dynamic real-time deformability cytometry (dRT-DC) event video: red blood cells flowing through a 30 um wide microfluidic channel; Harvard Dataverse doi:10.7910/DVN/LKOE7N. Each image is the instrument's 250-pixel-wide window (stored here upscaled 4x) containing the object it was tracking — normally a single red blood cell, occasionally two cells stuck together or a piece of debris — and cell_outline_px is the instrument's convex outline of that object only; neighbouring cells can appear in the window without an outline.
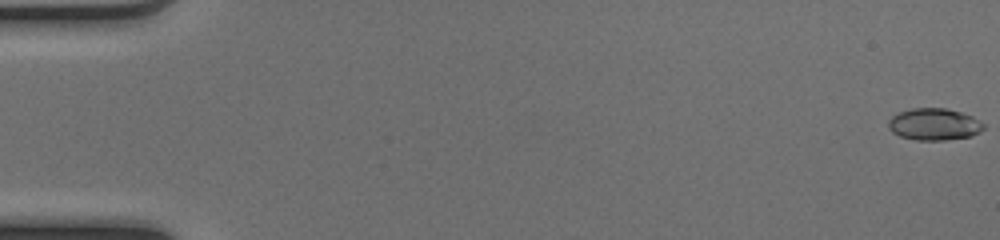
{"species": "common noctule bat (a hibernating species)", "species_latin": "Nyctalus noctula", "temperature_condition": "cold", "stored_images_in_passage": 52, "camera_frame_rate_fps": 3000, "um_per_image_px": 0.085, "animal": {"sex": "female", "body_mass_g": 17.0, "forearm_length_mm": 48.0}, "frame": {"image": 1, "passage_image": 1, "time_ms": 0.0, "image_size_px": [1000, 240], "cell_outline_px": [[984, 128], [968, 136], [944, 140], [916, 140], [900, 136], [892, 132], [888, 128], [888, 120], [892, 116], [900, 112], [912, 108], [944, 108], [960, 112], [972, 116], [984, 124]], "centroid_in_image_um": [79.35, 10.56], "position_along_channel_um": 5.7, "area_um2": 17.46}}
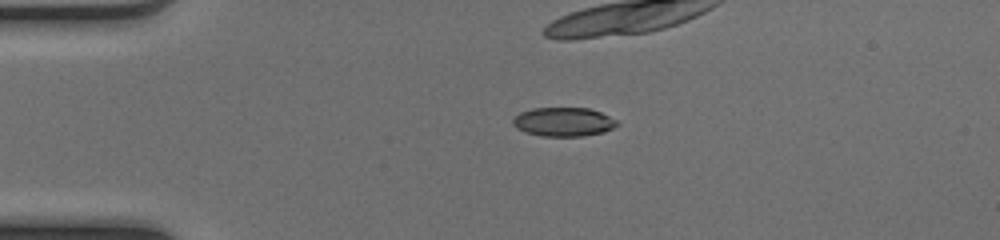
{"frame": {"image": 2, "passage_image": 13, "time_ms": 4.0, "image_size_px": [1000, 240], "cell_outline_px": [[616, 124], [612, 128], [604, 132], [580, 136], [544, 136], [528, 132], [516, 128], [512, 124], [512, 120], [520, 112], [532, 108], [588, 108], [600, 112], [616, 120]], "centroid_in_image_um": [47.86, 10.35], "position_along_channel_um": 37.1, "area_um2": 17.28}, "authors_computed_cell_mechanics": {"area_um2": 18.0625, "velocity_mm_per_s": 4.1362, "shape_relaxation_time_tau1_ms": null, "shape_relaxation_time_tau2_ms": 3.6581, "deformation_change_tau1": null, "deformation_change_tau2": 0.0947}}